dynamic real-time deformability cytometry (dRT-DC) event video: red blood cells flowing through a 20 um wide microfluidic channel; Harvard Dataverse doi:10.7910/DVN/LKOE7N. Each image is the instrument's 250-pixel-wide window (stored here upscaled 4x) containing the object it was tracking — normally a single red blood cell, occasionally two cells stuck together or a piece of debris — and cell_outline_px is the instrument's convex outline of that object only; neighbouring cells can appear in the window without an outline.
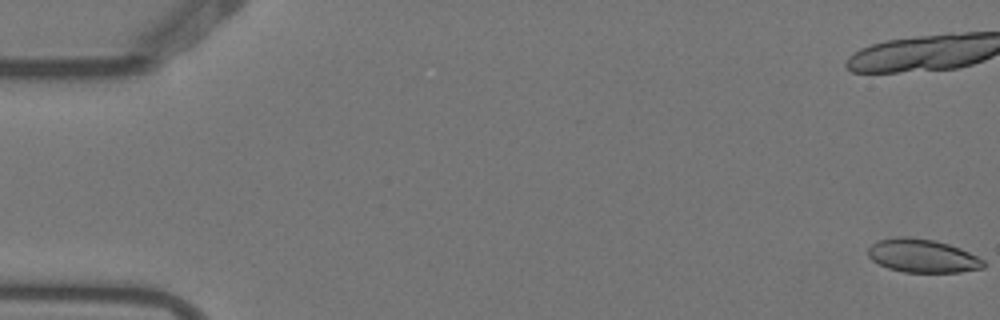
{"species": "Egyptian fruit bat (a non-hibernating species)", "species_latin": "Rousettus aegyptiacus", "temperature_condition": "warm", "stored_images_in_passage": 6, "camera_frame_rate_fps": 3000, "um_per_image_px": 0.085, "animal": {"sex": "female"}, "frame": {"image": 1, "passage_image": 1, "time_ms": 0.0, "image_size_px": [1000, 320], "cell_outline_px": [[984, 268], [960, 272], [904, 272], [888, 268], [872, 260], [868, 256], [868, 248], [876, 240], [900, 236], [908, 236], [936, 240], [960, 248], [984, 260]], "centroid_in_image_um": [78.39, 21.73], "position_along_channel_um": 6.6, "area_um2": 22.54}}